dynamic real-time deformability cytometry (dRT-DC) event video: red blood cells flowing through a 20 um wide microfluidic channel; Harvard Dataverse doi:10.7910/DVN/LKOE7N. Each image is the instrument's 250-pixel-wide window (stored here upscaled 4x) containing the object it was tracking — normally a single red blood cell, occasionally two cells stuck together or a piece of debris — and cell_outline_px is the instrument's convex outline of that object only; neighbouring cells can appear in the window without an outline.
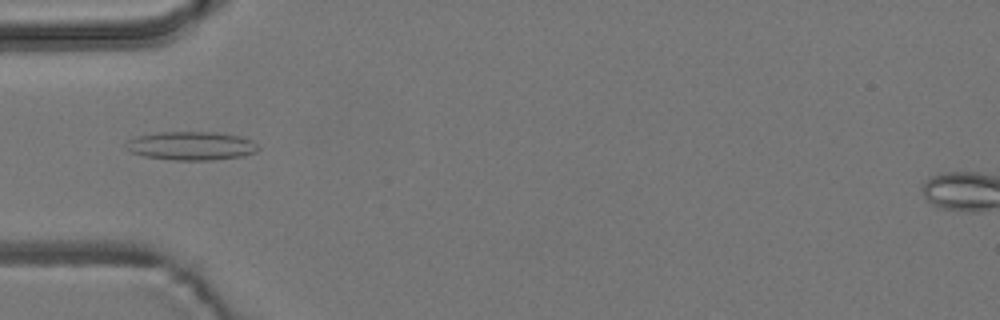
{"species": "common noctule bat (a hibernating species)", "species_latin": "Nyctalus noctula", "temperature_condition": "room temperature", "stored_images_in_passage": 5, "camera_frame_rate_fps": 3000, "um_per_image_px": 0.085, "animal": {"sex": "male", "body_mass_g": 19.2, "forearm_length_mm": 51.8}, "frame": {"image": 1, "passage_image": 5, "time_ms": 4.667, "image_size_px": [1000, 320], "cell_outline_px": [[260, 148], [256, 152], [244, 156], [212, 160], [172, 160], [144, 156], [128, 152], [124, 148], [124, 144], [128, 140], [136, 136], [156, 132], [212, 132], [240, 136], [252, 140]], "centroid_in_image_um": [16.21, 12.4], "position_along_channel_um": 68.8, "area_um2": 22.31}}